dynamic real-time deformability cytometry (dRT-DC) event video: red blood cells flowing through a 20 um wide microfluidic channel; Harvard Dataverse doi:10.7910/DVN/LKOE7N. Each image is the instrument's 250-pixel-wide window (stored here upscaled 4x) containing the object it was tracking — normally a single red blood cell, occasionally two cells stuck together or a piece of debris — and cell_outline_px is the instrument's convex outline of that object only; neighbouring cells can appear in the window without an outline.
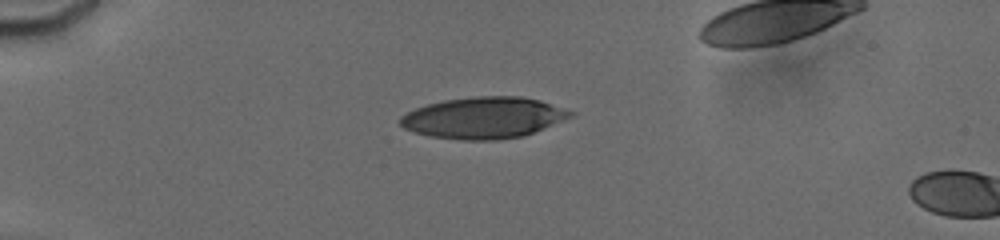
{"species": "human", "species_latin": "Homo sapiens", "temperature_condition": "cold", "stored_images_in_passage": 2, "camera_frame_rate_fps": 3000, "um_per_image_px": 0.085, "donor": {"sex": "male"}, "frame": {"image": 1, "passage_image": 1, "time_ms": 0.0, "image_size_px": [1000, 240], "cell_outline_px": [[576, 112], [572, 116], [524, 136], [496, 140], [464, 140], [428, 136], [412, 132], [404, 128], [400, 124], [400, 116], [416, 108], [428, 104], [444, 100], [476, 96], [520, 96], [540, 100]], "centroid_in_image_um": [41.09, 10.01], "position_along_channel_um": 43.9, "area_um2": 40.98}}